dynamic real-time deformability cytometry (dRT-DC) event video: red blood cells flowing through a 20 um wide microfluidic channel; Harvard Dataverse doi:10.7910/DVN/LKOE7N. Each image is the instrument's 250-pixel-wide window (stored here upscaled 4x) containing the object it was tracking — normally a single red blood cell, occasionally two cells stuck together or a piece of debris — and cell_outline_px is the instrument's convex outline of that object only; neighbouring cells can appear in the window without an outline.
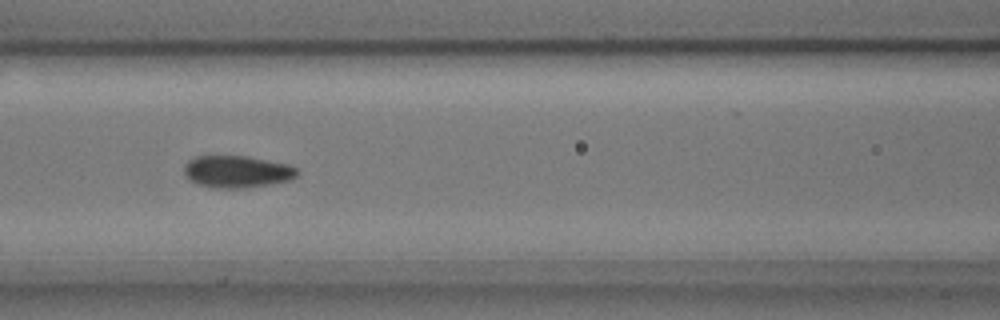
{"species": "common noctule bat (a hibernating species)", "species_latin": "Nyctalus noctula", "temperature_condition": "cold", "stored_images_in_passage": 9, "camera_frame_rate_fps": 3000, "um_per_image_px": 0.085, "animal": {"sex": "male", "body_mass_g": 17.9, "forearm_length_mm": 54.2}, "frame": {"image": 1, "passage_image": 7, "time_ms": 2.0, "image_size_px": [1000, 320], "cell_outline_px": [[300, 172], [292, 180], [272, 184], [244, 188], [212, 188], [188, 180], [184, 172], [184, 164], [192, 156], [248, 156], [288, 164], [296, 168]], "centroid_in_image_um": [20.15, 14.59], "position_along_channel_um": 146.5, "area_um2": 21.44}}
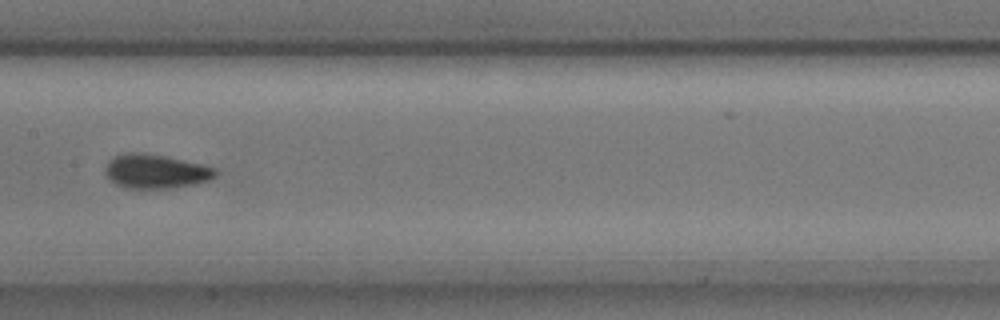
{"frame": {"image": 2, "passage_image": 8, "time_ms": 2.333, "image_size_px": [1000, 320], "cell_outline_px": [[216, 176], [208, 180], [192, 184], [172, 188], [124, 188], [116, 184], [104, 172], [104, 168], [116, 156], [124, 152], [144, 152], [204, 164], [216, 168]], "centroid_in_image_um": [13.24, 14.56], "position_along_channel_um": 194.2, "area_um2": 21.79}}
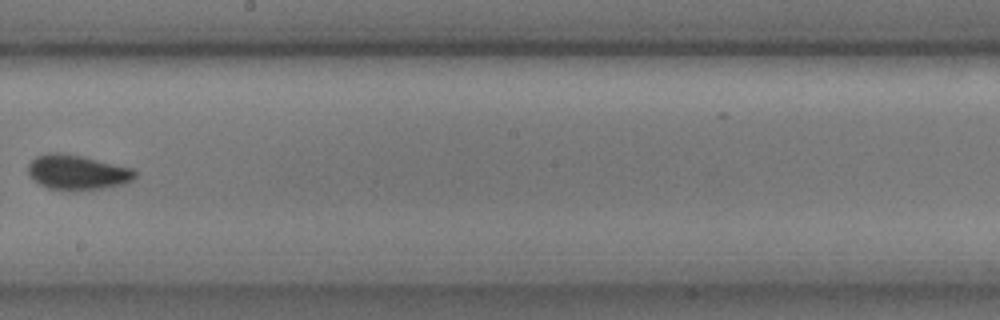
{"frame": {"image": 3, "passage_image": 9, "time_ms": 2.667, "image_size_px": [1000, 320], "cell_outline_px": [[136, 176], [132, 180], [124, 184], [104, 188], [72, 192], [48, 188], [40, 184], [28, 176], [28, 164], [36, 156], [48, 152], [60, 152], [80, 156], [132, 168], [136, 172]], "centroid_in_image_um": [6.54, 14.67], "position_along_channel_um": 241.7, "area_um2": 21.96}}